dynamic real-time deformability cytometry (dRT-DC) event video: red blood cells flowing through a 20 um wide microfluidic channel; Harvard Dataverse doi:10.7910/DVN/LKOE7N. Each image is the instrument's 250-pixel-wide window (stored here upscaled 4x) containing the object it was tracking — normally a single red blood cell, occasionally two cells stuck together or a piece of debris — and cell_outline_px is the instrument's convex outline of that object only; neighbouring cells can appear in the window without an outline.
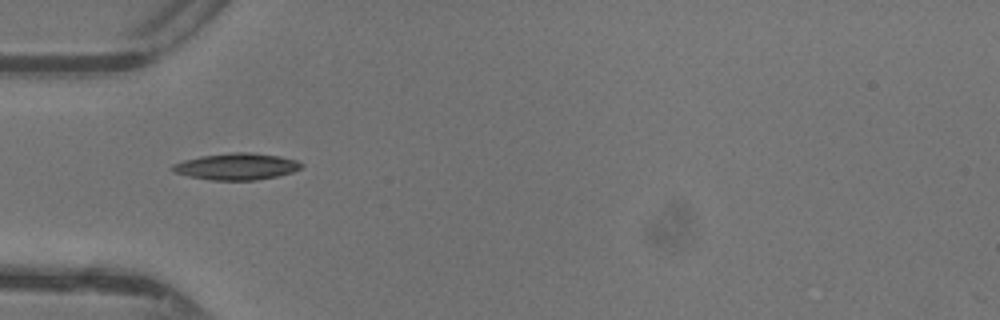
{"species": "common noctule bat (a hibernating species)", "species_latin": "Nyctalus noctula", "temperature_condition": "warm", "stored_images_in_passage": 13, "camera_frame_rate_fps": 3000, "um_per_image_px": 0.085, "animal": {"sex": "female"}, "frame": {"image": 1, "passage_image": 1, "time_ms": 0.0, "image_size_px": [1000, 320], "cell_outline_px": [[304, 164], [300, 168], [292, 172], [276, 176], [256, 180], [212, 180], [188, 176], [176, 172], [168, 168], [172, 164], [184, 160], [200, 156], [232, 152], [252, 152], [280, 156], [296, 160]], "centroid_in_image_um": [20.09, 14.14], "position_along_channel_um": 64.9, "area_um2": 20.0}}
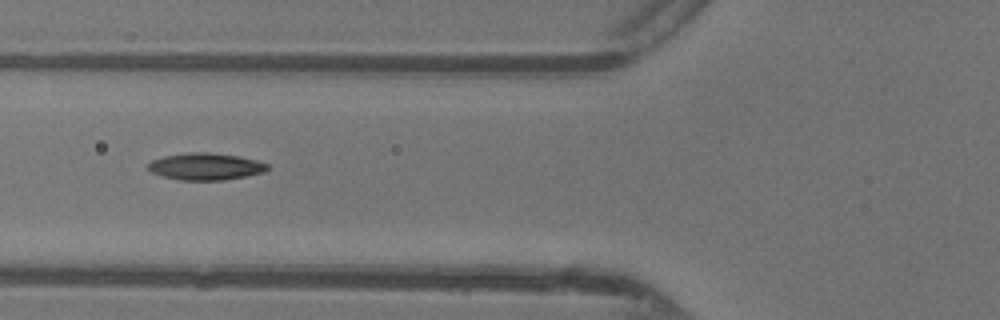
{"frame": {"image": 2, "passage_image": 4, "time_ms": 1.0, "image_size_px": [1000, 320], "cell_outline_px": [[268, 168], [264, 172], [224, 180], [180, 180], [164, 176], [152, 172], [148, 168], [148, 164], [152, 160], [164, 156], [188, 152], [208, 152], [240, 156], [256, 160], [268, 164]], "centroid_in_image_um": [17.48, 14.14], "position_along_channel_um": 108.3, "area_um2": 18.61}}